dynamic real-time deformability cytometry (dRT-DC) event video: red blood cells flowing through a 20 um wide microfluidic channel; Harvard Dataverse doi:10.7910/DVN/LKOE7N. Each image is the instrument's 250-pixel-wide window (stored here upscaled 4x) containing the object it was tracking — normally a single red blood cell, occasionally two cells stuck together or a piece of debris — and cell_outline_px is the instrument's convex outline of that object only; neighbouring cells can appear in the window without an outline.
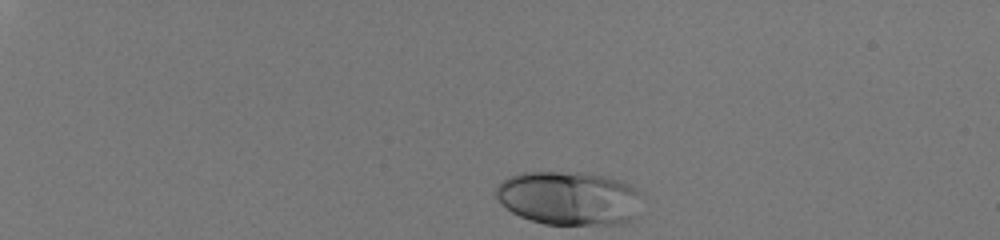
{"species": "human", "species_latin": "Homo sapiens", "temperature_condition": "room temperature", "stored_images_in_passage": 37, "camera_frame_rate_fps": 3000, "um_per_image_px": 0.085, "donor": {"sex": "male"}, "frame": {"image": 1, "passage_image": 1, "time_ms": 0.0, "image_size_px": [1000, 240], "cell_outline_px": [[644, 196], [640, 216], [624, 224], [544, 224], [520, 216], [512, 212], [500, 204], [496, 196], [496, 184], [508, 176], [524, 172], [584, 172], [608, 176], [620, 180], [636, 188]], "centroid_in_image_um": [48.44, 16.84], "position_along_channel_um": 36.6, "area_um2": 46.93}}
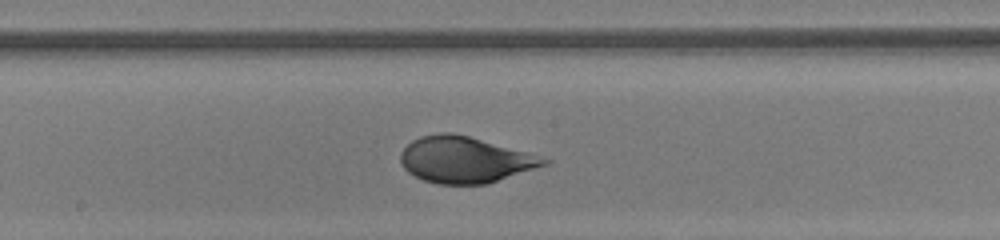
{"frame": {"image": 2, "passage_image": 22, "time_ms": 7.0, "image_size_px": [1000, 240], "cell_outline_px": [[552, 160], [548, 164], [484, 184], [436, 184], [424, 180], [408, 172], [400, 164], [400, 152], [412, 140], [420, 136], [440, 132], [452, 132], [468, 136], [540, 156]], "centroid_in_image_um": [39.46, 13.57], "position_along_channel_um": 208.7, "area_um2": 38.21}}
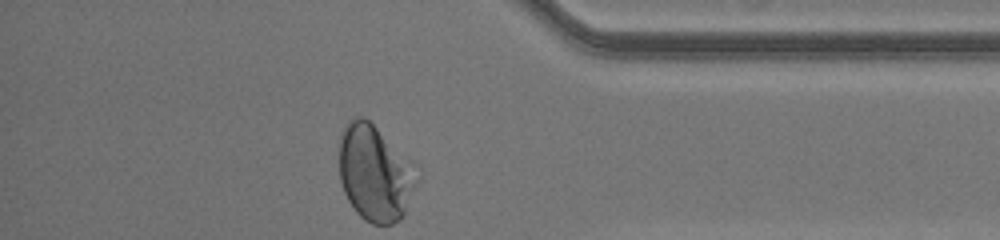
{"frame": {"image": 3, "passage_image": 37, "time_ms": 12.0, "image_size_px": [1000, 240], "cell_outline_px": [[420, 164], [416, 184], [404, 216], [400, 220], [392, 224], [372, 224], [364, 220], [356, 212], [348, 200], [344, 192], [340, 180], [336, 144], [340, 132], [344, 124], [348, 120], [356, 116], [364, 116]], "centroid_in_image_um": [31.87, 14.64], "position_along_channel_um": 403.3, "area_um2": 45.43}, "authors_computed_cell_mechanics": {"area_um2": 40.6912, "velocity_mm_per_s": 4.0964, "shape_relaxation_time_tau1_ms": 2.7962, "shape_relaxation_time_tau2_ms": null, "deformation_change_tau1": 0.1713, "deformation_change_tau2": null}}